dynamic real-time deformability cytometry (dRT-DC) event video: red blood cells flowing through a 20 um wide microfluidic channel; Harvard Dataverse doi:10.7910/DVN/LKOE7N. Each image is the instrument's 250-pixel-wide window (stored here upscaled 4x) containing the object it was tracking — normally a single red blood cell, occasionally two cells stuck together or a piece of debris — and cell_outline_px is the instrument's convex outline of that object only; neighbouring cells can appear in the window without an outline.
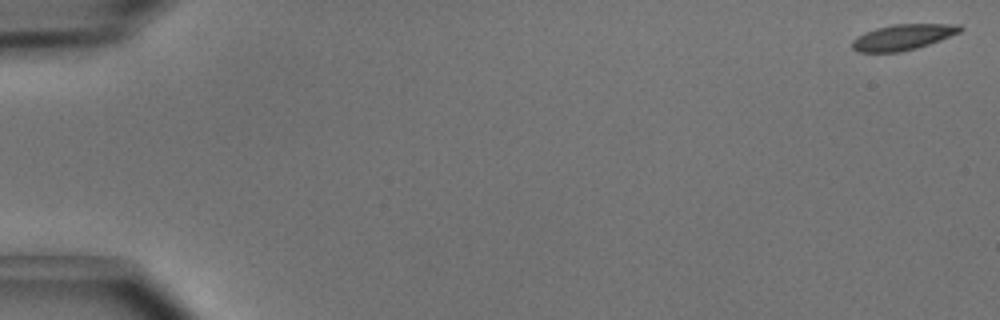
{"species": "common noctule bat (a hibernating species)", "species_latin": "Nyctalus noctula", "temperature_condition": "cold", "stored_images_in_passage": 51, "camera_frame_rate_fps": 3000, "um_per_image_px": 0.085, "animal": {"sex": "male", "body_mass_g": 15.6}, "frame": {"image": 1, "passage_image": 1, "time_ms": 0.0, "image_size_px": [1000, 320], "cell_outline_px": [[964, 28], [960, 32], [940, 40], [916, 48], [900, 52], [856, 52], [852, 48], [852, 40], [856, 36], [864, 32], [876, 28], [892, 24], [960, 24]], "centroid_in_image_um": [76.72, 3.15], "position_along_channel_um": 8.3, "area_um2": 16.24}}
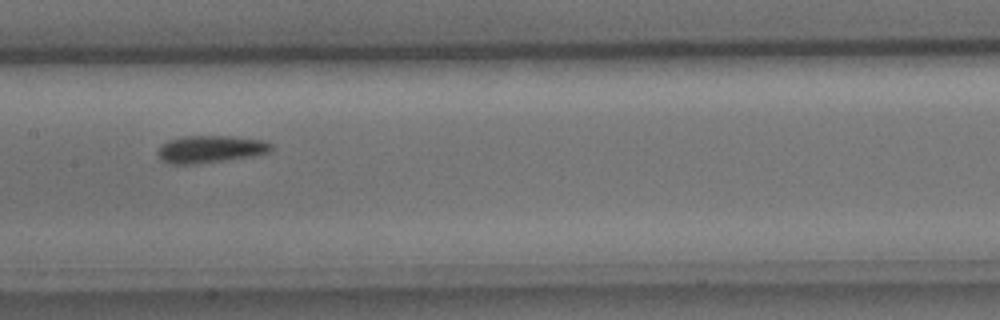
{"frame": {"image": 2, "passage_image": 26, "time_ms": 8.333, "image_size_px": [1000, 320], "cell_outline_px": [[272, 148], [268, 152], [252, 156], [228, 160], [188, 164], [172, 164], [164, 160], [160, 156], [160, 144], [168, 140], [180, 136], [232, 136], [264, 140], [272, 144]], "centroid_in_image_um": [17.92, 12.66], "position_along_channel_um": 189.5, "area_um2": 17.86}}
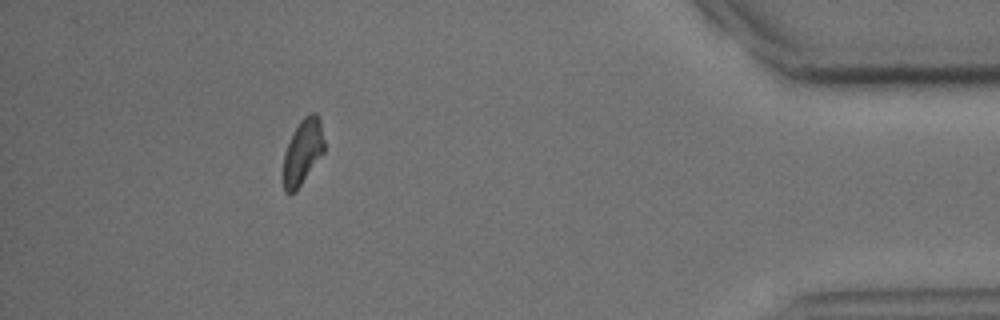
{"frame": {"image": 3, "passage_image": 46, "time_ms": 15.0, "image_size_px": [1000, 320], "cell_outline_px": [[324, 152], [296, 192], [288, 196], [284, 192], [284, 152], [300, 120], [308, 112], [316, 112], [320, 116], [324, 140]], "centroid_in_image_um": [25.75, 12.9], "position_along_channel_um": 409.4, "area_um2": 15.72}, "authors_computed_cell_mechanics": {"area_um2": 16.9354, "velocity_mm_per_s": 4.0143, "shape_relaxation_time_tau1_ms": 3.8134, "shape_relaxation_time_tau2_ms": null, "deformation_change_tau1": 0.1118, "deformation_change_tau2": null}}